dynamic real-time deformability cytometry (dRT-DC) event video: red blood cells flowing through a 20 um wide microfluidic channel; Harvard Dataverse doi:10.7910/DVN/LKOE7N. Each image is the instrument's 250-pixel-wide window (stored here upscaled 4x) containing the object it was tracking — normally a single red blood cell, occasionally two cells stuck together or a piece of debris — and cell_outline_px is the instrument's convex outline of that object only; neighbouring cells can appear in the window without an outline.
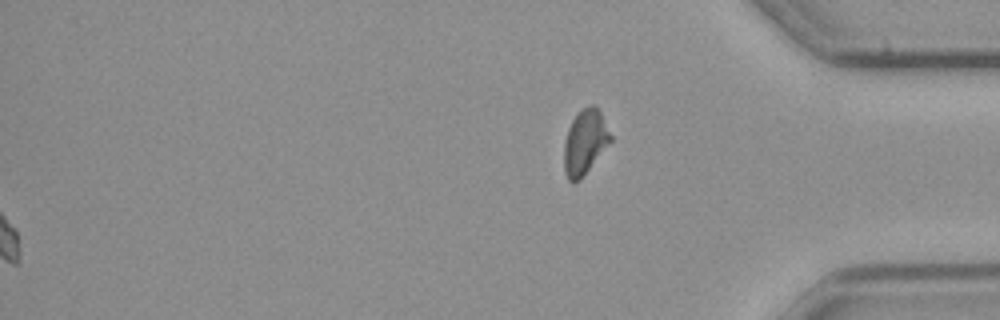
{"species": "common noctule bat (a hibernating species)", "species_latin": "Nyctalus noctula", "temperature_condition": "cold", "stored_images_in_passage": 40, "segment_of_instrument_passage": [2, 2], "camera_frame_rate_fps": 3000, "um_per_image_px": 0.085, "animal": {"sex": "male", "body_mass_g": 23.1, "forearm_length_mm": 52.7}, "frame": {"image": 1, "passage_image": 40, "time_ms": 13.0, "image_size_px": [1000, 320], "cell_outline_px": [[612, 140], [580, 180], [572, 184], [568, 180], [564, 172], [564, 144], [568, 128], [572, 120], [588, 104], [596, 104], [612, 136]], "centroid_in_image_um": [49.71, 12.1], "position_along_channel_um": 385.5, "area_um2": 17.51}}